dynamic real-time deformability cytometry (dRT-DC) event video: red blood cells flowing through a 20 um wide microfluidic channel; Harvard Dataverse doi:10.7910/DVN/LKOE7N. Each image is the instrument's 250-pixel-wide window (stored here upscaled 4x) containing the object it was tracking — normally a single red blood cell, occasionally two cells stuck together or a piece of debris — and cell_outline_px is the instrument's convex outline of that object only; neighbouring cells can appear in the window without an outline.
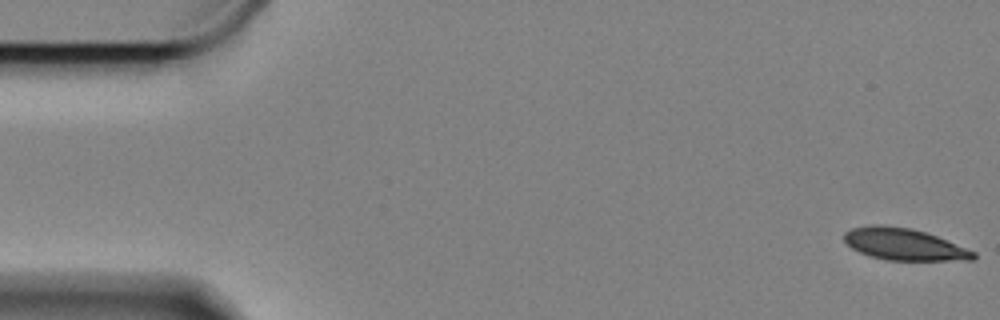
{"species": "Egyptian fruit bat (a non-hibernating species)", "species_latin": "Rousettus aegyptiacus", "temperature_condition": "cold", "stored_images_in_passage": 61, "camera_frame_rate_fps": 3000, "um_per_image_px": 0.085, "animal": {"sex": "female"}, "frame": {"image": 1, "passage_image": 1, "time_ms": 0.0, "image_size_px": [1000, 320], "cell_outline_px": [[976, 256], [972, 260], [888, 260], [872, 256], [860, 252], [852, 248], [844, 240], [844, 232], [852, 228], [872, 224], [880, 224], [912, 228], [936, 236], [976, 252]], "centroid_in_image_um": [76.82, 20.75], "position_along_channel_um": 8.2, "area_um2": 23.76}}
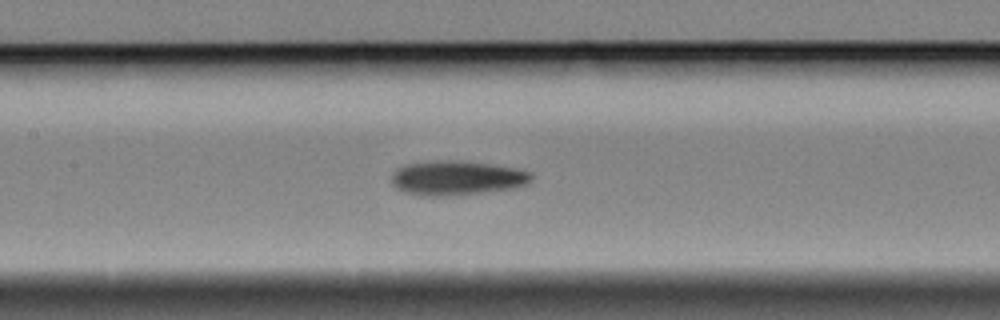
{"frame": {"image": 2, "passage_image": 27, "time_ms": 8.667, "image_size_px": [1000, 320], "cell_outline_px": [[532, 176], [528, 184], [516, 188], [452, 196], [420, 196], [404, 192], [396, 188], [392, 184], [392, 172], [396, 168], [408, 164], [432, 160], [460, 160], [492, 164], [516, 168], [532, 172]], "centroid_in_image_um": [38.82, 15.13], "position_along_channel_um": 168.6, "area_um2": 28.55}}
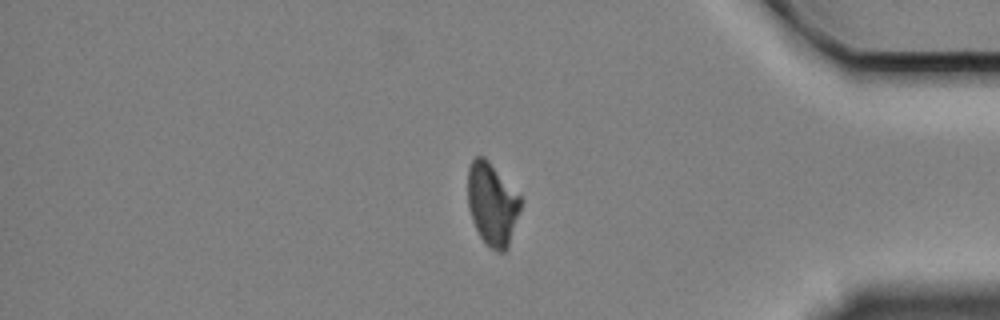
{"frame": {"image": 3, "passage_image": 50, "time_ms": 16.333, "image_size_px": [1000, 320], "cell_outline_px": [[524, 200], [508, 248], [504, 252], [500, 252], [484, 244], [472, 220], [468, 208], [468, 168], [472, 160], [476, 156], [484, 156], [488, 160]], "centroid_in_image_um": [41.85, 17.36], "position_along_channel_um": 393.3, "area_um2": 25.66}, "authors_computed_cell_mechanics": {"area_um2": 26.4724, "velocity_mm_per_s": 3.3041, "shape_relaxation_time_tau1_ms": 4.0828, "shape_relaxation_time_tau2_ms": null, "deformation_change_tau1": 0.1161, "deformation_change_tau2": null}}